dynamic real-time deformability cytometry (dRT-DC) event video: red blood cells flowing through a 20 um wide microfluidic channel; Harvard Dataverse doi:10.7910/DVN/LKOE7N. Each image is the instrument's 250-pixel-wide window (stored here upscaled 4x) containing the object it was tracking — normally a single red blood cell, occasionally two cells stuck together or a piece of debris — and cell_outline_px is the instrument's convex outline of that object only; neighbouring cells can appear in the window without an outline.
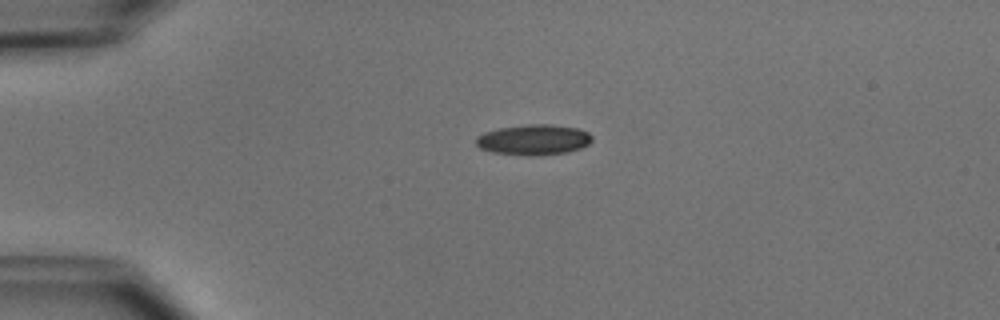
{"species": "common noctule bat (a hibernating species)", "species_latin": "Nyctalus noctula", "temperature_condition": "cold", "stored_images_in_passage": 40, "camera_frame_rate_fps": 3000, "um_per_image_px": 0.085, "animal": {"sex": "male", "body_mass_g": 15.6}, "frame": {"image": 1, "passage_image": 1, "time_ms": 0.0, "image_size_px": [1000, 320], "cell_outline_px": [[592, 140], [588, 144], [580, 148], [568, 152], [540, 156], [528, 156], [492, 152], [480, 148], [476, 144], [476, 136], [484, 132], [500, 128], [528, 124], [552, 124], [576, 128], [588, 132], [592, 136]], "centroid_in_image_um": [45.36, 11.88], "position_along_channel_um": 39.6, "area_um2": 20.75}}
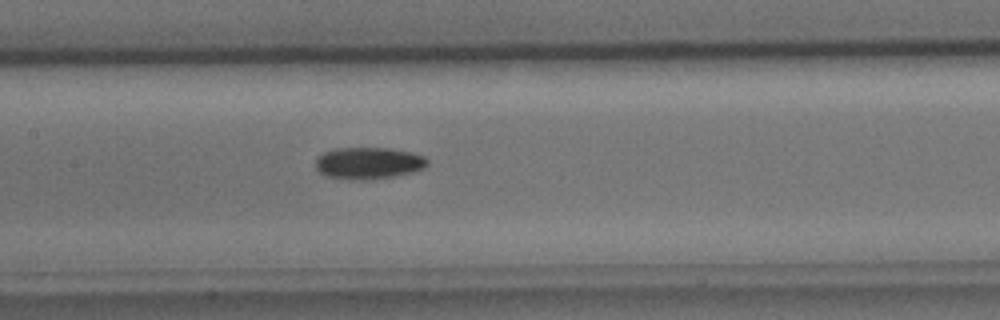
{"frame": {"image": 2, "passage_image": 14, "time_ms": 4.333, "image_size_px": [1000, 320], "cell_outline_px": [[428, 164], [424, 168], [412, 172], [392, 176], [328, 176], [320, 172], [316, 168], [316, 156], [324, 152], [336, 148], [392, 148], [412, 152], [424, 156], [428, 160]], "centroid_in_image_um": [31.37, 13.78], "position_along_channel_um": 176.0, "area_um2": 19.65}}
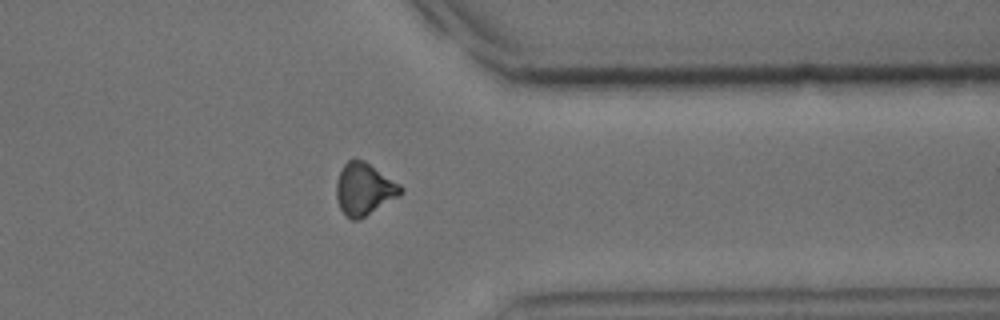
{"frame": {"image": 3, "passage_image": 30, "time_ms": 9.667, "image_size_px": [1000, 320], "cell_outline_px": [[404, 192], [400, 196], [364, 216], [356, 220], [352, 220], [344, 216], [340, 208], [336, 196], [336, 180], [344, 164], [348, 160], [356, 156], [364, 160], [400, 184], [404, 188]], "centroid_in_image_um": [30.95, 16.05], "position_along_channel_um": 380.5, "area_um2": 19.71}, "authors_computed_cell_mechanics": {"area_um2": 19.7676, "velocity_mm_per_s": 3.9234, "shape_relaxation_time_tau1_ms": 11.2322, "shape_relaxation_time_tau2_ms": null, "deformation_change_tau1": 0.1899, "deformation_change_tau2": null}}